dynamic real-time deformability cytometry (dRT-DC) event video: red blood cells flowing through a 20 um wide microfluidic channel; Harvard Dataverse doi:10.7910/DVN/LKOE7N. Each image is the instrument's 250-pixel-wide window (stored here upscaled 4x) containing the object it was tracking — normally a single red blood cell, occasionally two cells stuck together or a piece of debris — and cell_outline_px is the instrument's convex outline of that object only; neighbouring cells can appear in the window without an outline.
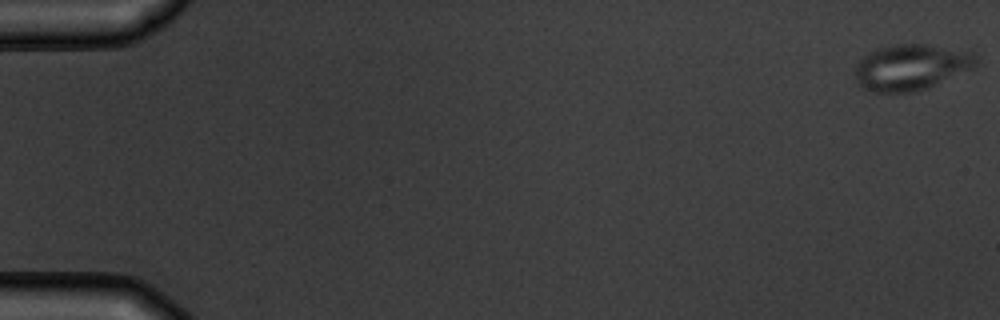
{"species": "common noctule bat (a hibernating species)", "species_latin": "Nyctalus noctula", "temperature_condition": "warm", "stored_images_in_passage": 7, "camera_frame_rate_fps": 3000, "um_per_image_px": 0.085, "animal": {"sex": "male", "body_mass_g": 19.5, "forearm_length_mm": 54.6}, "frame": {"image": 1, "passage_image": 1, "time_ms": 0.0, "image_size_px": [1000, 320], "cell_outline_px": [[976, 68], [928, 88], [912, 92], [872, 92], [860, 88], [856, 84], [856, 64], [864, 56], [876, 48], [896, 44], [928, 44], [972, 52], [976, 56]], "centroid_in_image_um": [77.44, 5.72], "position_along_channel_um": 7.6, "area_um2": 32.71}}